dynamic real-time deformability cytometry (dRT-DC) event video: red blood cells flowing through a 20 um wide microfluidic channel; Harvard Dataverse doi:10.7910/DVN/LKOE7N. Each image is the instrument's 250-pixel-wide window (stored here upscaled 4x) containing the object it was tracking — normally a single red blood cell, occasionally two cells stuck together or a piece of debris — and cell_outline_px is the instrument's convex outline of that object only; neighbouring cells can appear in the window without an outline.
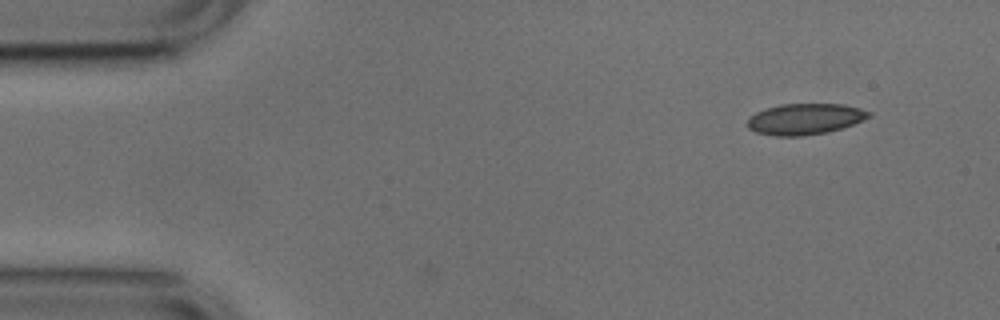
{"species": "common noctule bat (a hibernating species)", "species_latin": "Nyctalus noctula", "temperature_condition": "cold", "stored_images_in_passage": 35, "camera_frame_rate_fps": 3000, "um_per_image_px": 0.085, "animal": {"sex": "male", "body_mass_g": 17.9, "forearm_length_mm": 54.2}, "frame": {"image": 1, "passage_image": 1, "time_ms": 0.0, "image_size_px": [1000, 320], "cell_outline_px": [[872, 116], [852, 124], [828, 132], [800, 136], [776, 136], [756, 132], [748, 128], [748, 120], [756, 112], [764, 108], [780, 104], [844, 104], [860, 108], [872, 112]], "centroid_in_image_um": [68.43, 10.11], "position_along_channel_um": 16.6, "area_um2": 21.91}}
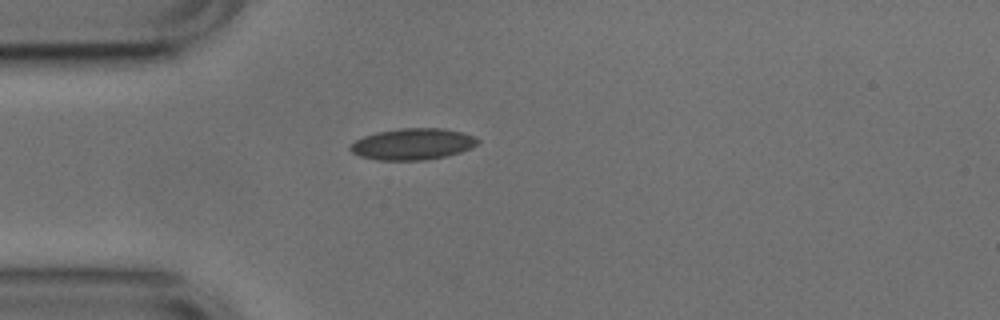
{"frame": {"image": 2, "passage_image": 10, "time_ms": 3.0, "image_size_px": [1000, 320], "cell_outline_px": [[480, 140], [472, 148], [460, 152], [444, 156], [424, 160], [376, 160], [360, 156], [352, 152], [348, 148], [356, 140], [364, 136], [376, 132], [400, 128], [444, 128], [476, 136]], "centroid_in_image_um": [35.08, 12.24], "position_along_channel_um": 49.9, "area_um2": 23.29}}
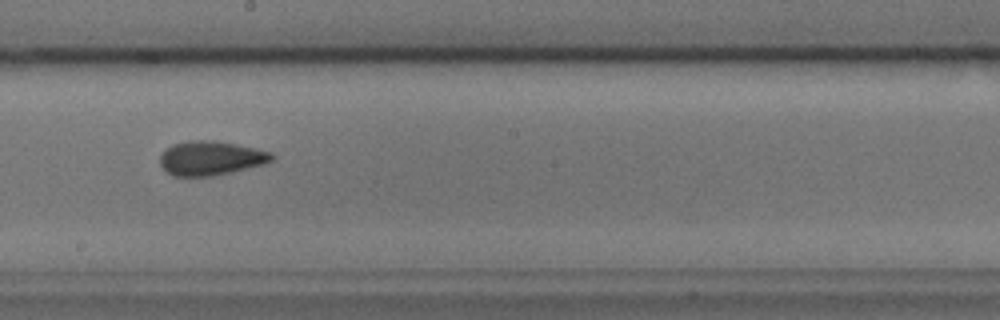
{"frame": {"image": 3, "passage_image": 25, "time_ms": 8.0, "image_size_px": [1000, 320], "cell_outline_px": [[276, 156], [272, 160], [264, 164], [232, 172], [212, 176], [172, 176], [160, 164], [160, 156], [172, 144], [188, 140], [216, 140], [256, 148], [272, 152]], "centroid_in_image_um": [17.95, 13.43], "position_along_channel_um": 230.3, "area_um2": 22.37}, "authors_computed_cell_mechanics": {"area_um2": 22.3686, "velocity_mm_per_s": 3.7797, "shape_relaxation_time_tau1_ms": 5.1503, "shape_relaxation_time_tau2_ms": 4.0598, "deformation_change_tau1": 0.0874, "deformation_change_tau2": 0.0919}}